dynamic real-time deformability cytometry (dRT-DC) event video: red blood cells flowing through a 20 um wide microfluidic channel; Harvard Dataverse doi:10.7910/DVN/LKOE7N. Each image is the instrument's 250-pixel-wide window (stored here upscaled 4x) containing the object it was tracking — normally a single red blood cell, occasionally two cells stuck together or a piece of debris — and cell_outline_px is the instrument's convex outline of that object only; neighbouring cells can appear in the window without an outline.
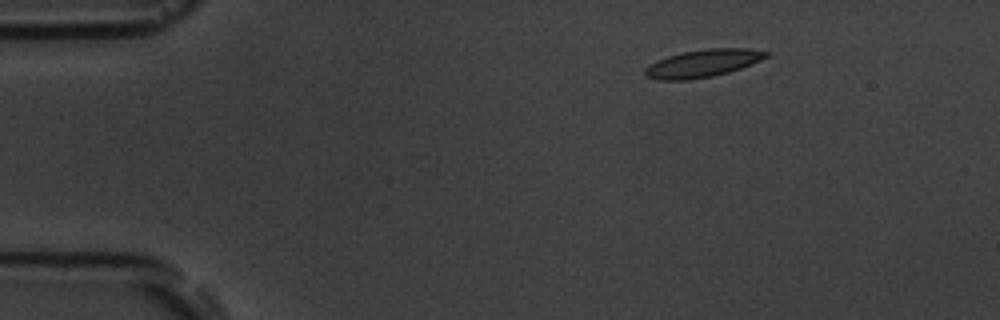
{"species": "common noctule bat (a hibernating species)", "species_latin": "Nyctalus noctula", "temperature_condition": "room temperature", "stored_images_in_passage": 4, "camera_frame_rate_fps": 3000, "um_per_image_px": 0.085, "animal": {"sex": "male", "body_mass_g": 19.5, "forearm_length_mm": 54.6}, "frame": {"image": 1, "passage_image": 1, "time_ms": 0.0, "image_size_px": [1000, 320], "cell_outline_px": [[768, 56], [760, 60], [740, 68], [728, 72], [712, 76], [688, 80], [660, 80], [644, 76], [644, 68], [648, 64], [656, 60], [668, 56], [684, 52], [708, 48], [748, 48], [768, 52]], "centroid_in_image_um": [59.68, 5.38], "position_along_channel_um": 25.3, "area_um2": 19.42}}
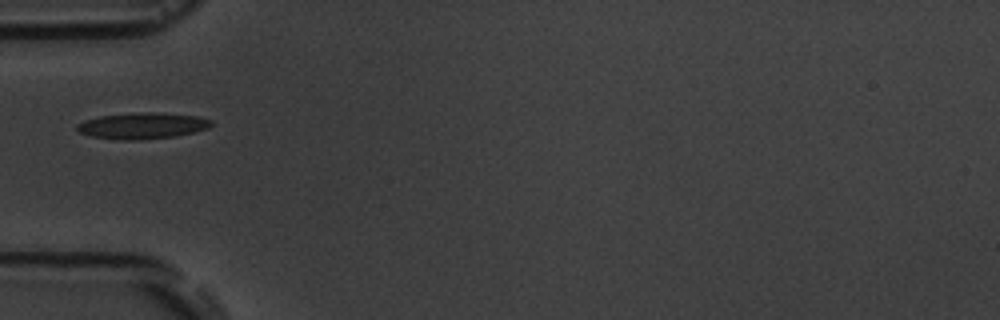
{"frame": {"image": 2, "passage_image": 4, "time_ms": 3.333, "image_size_px": [1000, 320], "cell_outline_px": [[212, 124], [208, 128], [176, 136], [136, 140], [124, 140], [92, 136], [80, 132], [76, 128], [76, 124], [84, 120], [100, 116], [140, 112], [152, 112], [200, 116], [212, 120]], "centroid_in_image_um": [12.11, 10.68], "position_along_channel_um": 72.9, "area_um2": 20.35}}